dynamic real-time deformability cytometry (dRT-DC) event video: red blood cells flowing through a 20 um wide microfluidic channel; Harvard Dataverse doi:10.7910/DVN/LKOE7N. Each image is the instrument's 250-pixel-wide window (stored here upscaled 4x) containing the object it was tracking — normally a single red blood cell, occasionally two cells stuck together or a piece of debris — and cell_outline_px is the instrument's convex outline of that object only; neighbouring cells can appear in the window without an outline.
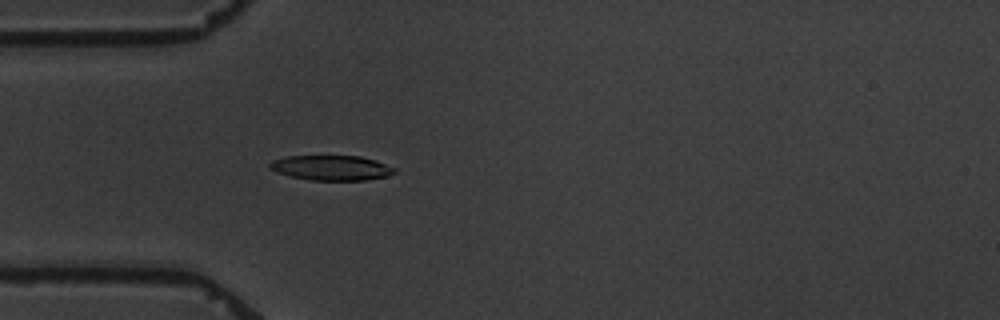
{"species": "common noctule bat (a hibernating species)", "species_latin": "Nyctalus noctula", "temperature_condition": "warm", "stored_images_in_passage": 4, "camera_frame_rate_fps": 3000, "um_per_image_px": 0.085, "animal": {"sex": "male", "body_mass_g": 19.5, "forearm_length_mm": 54.6}, "frame": {"image": 1, "passage_image": 4, "time_ms": 4.0, "image_size_px": [1000, 320], "cell_outline_px": [[396, 172], [388, 176], [364, 180], [308, 180], [276, 172], [268, 168], [268, 164], [272, 160], [288, 156], [360, 156], [376, 160], [396, 168]], "centroid_in_image_um": [28.17, 14.26], "position_along_channel_um": 56.8, "area_um2": 18.21}}